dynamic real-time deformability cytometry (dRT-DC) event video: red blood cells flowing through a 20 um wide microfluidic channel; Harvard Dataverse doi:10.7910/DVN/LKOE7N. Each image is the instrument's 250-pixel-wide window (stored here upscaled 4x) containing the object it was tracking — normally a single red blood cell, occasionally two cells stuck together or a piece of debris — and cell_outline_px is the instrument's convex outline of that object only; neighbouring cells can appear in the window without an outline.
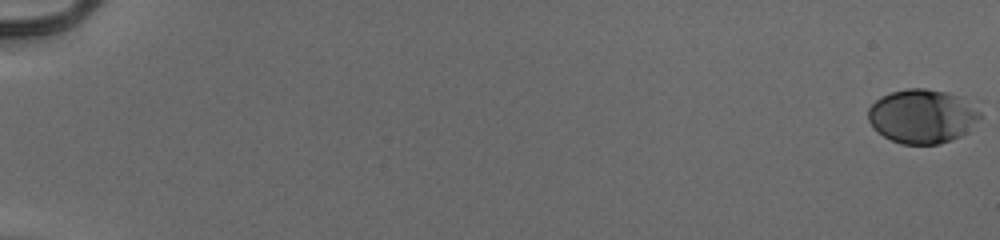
{"species": "human", "species_latin": "Homo sapiens", "temperature_condition": "cold", "stored_images_in_passage": 56, "camera_frame_rate_fps": 3000, "um_per_image_px": 0.085, "donor": {"sex": "male"}, "frame": {"image": 1, "passage_image": 1, "time_ms": 0.0, "image_size_px": [1000, 240], "cell_outline_px": [[980, 116], [960, 136], [952, 140], [940, 144], [900, 144], [884, 136], [868, 120], [868, 108], [880, 96], [892, 92], [908, 88], [924, 88], [948, 92], [960, 96], [980, 112]], "centroid_in_image_um": [78.35, 9.87], "position_along_channel_um": 6.6, "area_um2": 34.74}}
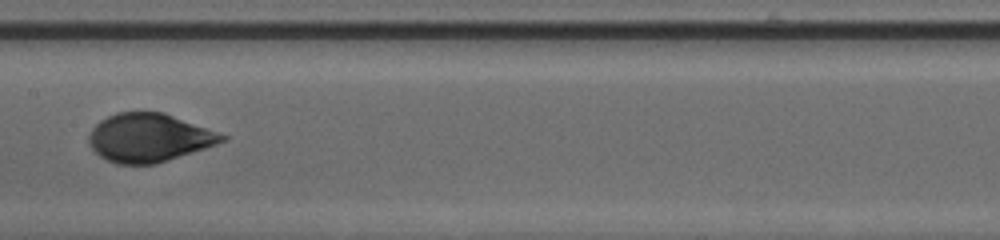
{"frame": {"image": 2, "passage_image": 32, "time_ms": 10.333, "image_size_px": [1000, 240], "cell_outline_px": [[228, 140], [156, 164], [116, 164], [100, 156], [88, 144], [88, 136], [92, 128], [100, 120], [116, 112], [164, 112], [228, 136]], "centroid_in_image_um": [12.64, 11.7], "position_along_channel_um": 194.8, "area_um2": 37.4}}
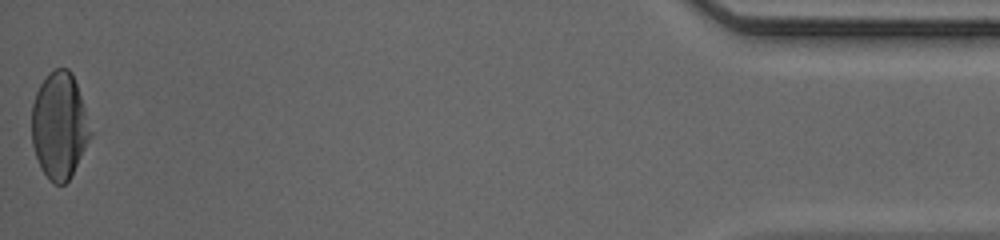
{"frame": {"image": 3, "passage_image": 56, "time_ms": 18.333, "image_size_px": [1000, 240], "cell_outline_px": [[92, 136], [72, 176], [64, 184], [56, 184], [48, 180], [40, 168], [32, 144], [32, 104], [36, 92], [40, 84], [48, 72], [56, 68], [68, 68], [72, 72], [92, 132]], "centroid_in_image_um": [5.04, 10.7], "position_along_channel_um": 430.2, "area_um2": 36.59}, "authors_computed_cell_mechanics": {"area_um2": 36.2984, "velocity_mm_per_s": 3.9371, "shape_relaxation_time_tau1_ms": 4.0824, "shape_relaxation_time_tau2_ms": null, "deformation_change_tau1": 0.1696, "deformation_change_tau2": null}}